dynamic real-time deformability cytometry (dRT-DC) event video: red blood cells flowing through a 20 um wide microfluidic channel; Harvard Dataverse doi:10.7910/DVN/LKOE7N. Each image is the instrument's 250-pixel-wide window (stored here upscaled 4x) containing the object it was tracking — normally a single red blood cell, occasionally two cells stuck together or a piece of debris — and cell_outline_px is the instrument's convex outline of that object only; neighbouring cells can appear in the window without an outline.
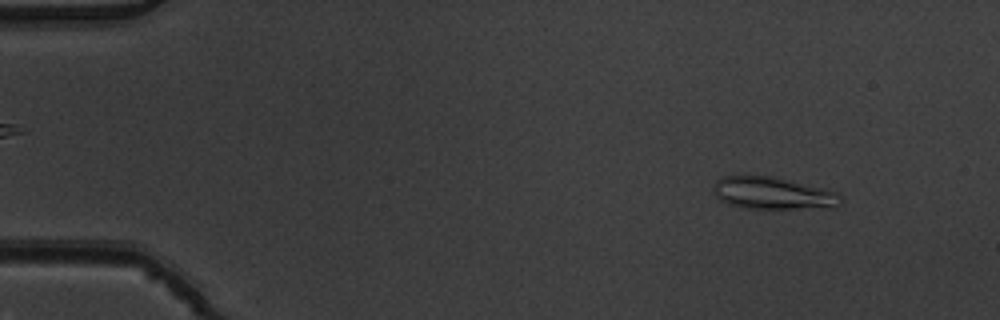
{"species": "common noctule bat (a hibernating species)", "species_latin": "Nyctalus noctula", "temperature_condition": "warm", "stored_images_in_passage": 3, "camera_frame_rate_fps": 3000, "um_per_image_px": 0.085, "animal": {"sex": "male", "body_mass_g": 19.5, "forearm_length_mm": 54.6}, "frame": {"image": 1, "passage_image": 1, "time_ms": 0.0, "image_size_px": [1000, 320], "cell_outline_px": [[840, 204], [836, 208], [744, 208], [728, 204], [720, 200], [716, 196], [712, 184], [716, 180], [724, 176], [772, 176], [840, 192]], "centroid_in_image_um": [65.71, 16.43], "position_along_channel_um": 19.3, "area_um2": 23.93}}